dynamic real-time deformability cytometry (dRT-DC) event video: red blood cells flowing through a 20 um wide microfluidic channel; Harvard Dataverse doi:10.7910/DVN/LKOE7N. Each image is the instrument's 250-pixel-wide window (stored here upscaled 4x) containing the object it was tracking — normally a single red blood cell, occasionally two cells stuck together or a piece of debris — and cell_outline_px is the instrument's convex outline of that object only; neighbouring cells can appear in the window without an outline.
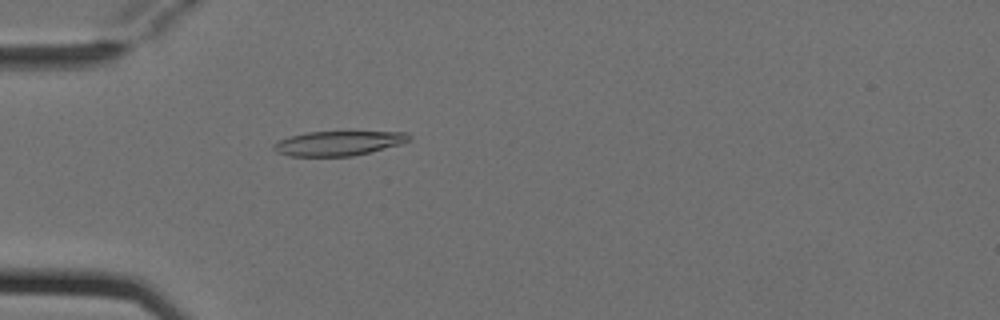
{"species": "Egyptian fruit bat (a non-hibernating species)", "species_latin": "Rousettus aegyptiacus", "temperature_condition": "cold", "stored_images_in_passage": 4, "camera_frame_rate_fps": 3000, "um_per_image_px": 0.085, "animal": {"sex": "female"}, "frame": {"image": 1, "passage_image": 4, "time_ms": 1.0, "image_size_px": [1000, 320], "cell_outline_px": [[412, 140], [400, 144], [352, 156], [288, 156], [276, 152], [272, 148], [272, 144], [280, 140], [292, 136], [308, 132], [404, 132], [412, 136]], "centroid_in_image_um": [28.75, 12.18], "position_along_channel_um": 56.3, "area_um2": 19.19}}